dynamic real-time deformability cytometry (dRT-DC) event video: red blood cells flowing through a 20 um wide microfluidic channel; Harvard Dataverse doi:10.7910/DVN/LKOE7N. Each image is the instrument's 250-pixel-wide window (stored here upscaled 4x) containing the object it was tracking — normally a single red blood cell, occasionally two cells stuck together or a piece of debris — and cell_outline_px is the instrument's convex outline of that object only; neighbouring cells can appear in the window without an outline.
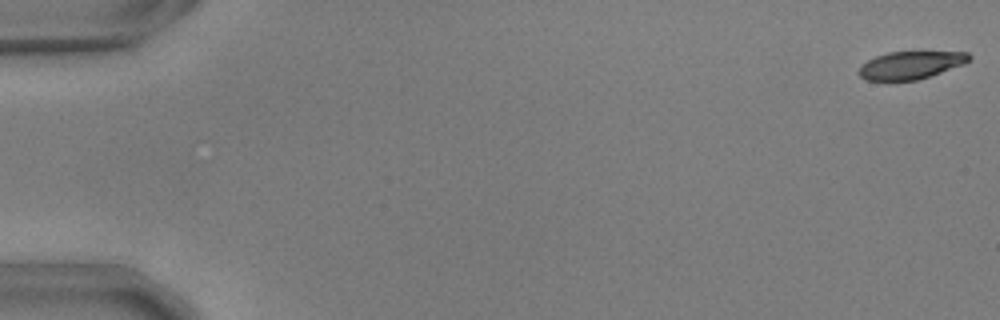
{"species": "common noctule bat (a hibernating species)", "species_latin": "Nyctalus noctula", "temperature_condition": "warm", "stored_images_in_passage": 17, "camera_frame_rate_fps": 3000, "um_per_image_px": 0.085, "animal": {"sex": "male", "body_mass_g": 17.9, "forearm_length_mm": 54.2}, "frame": {"image": 1, "passage_image": 1, "time_ms": 0.0, "image_size_px": [1000, 320], "cell_outline_px": [[972, 56], [964, 64], [916, 80], [864, 80], [860, 76], [860, 68], [868, 60], [876, 56], [888, 52], [968, 52]], "centroid_in_image_um": [77.41, 5.53], "position_along_channel_um": 7.6, "area_um2": 17.4}}
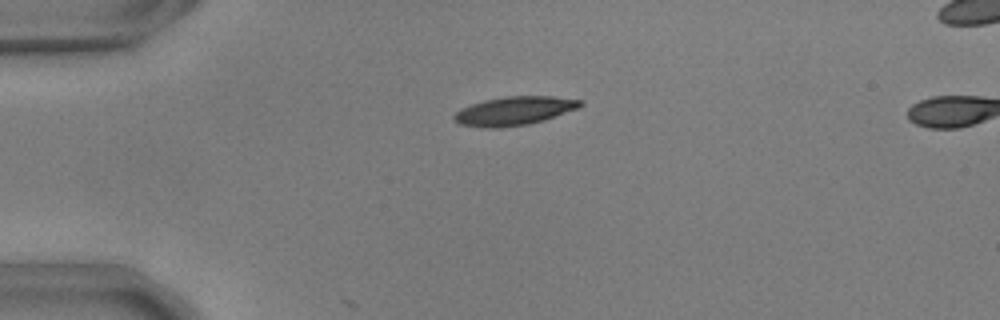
{"frame": {"image": 2, "passage_image": 14, "time_ms": 4.333, "image_size_px": [1000, 320], "cell_outline_px": [[584, 104], [580, 108], [544, 120], [528, 124], [500, 128], [488, 128], [460, 124], [452, 120], [452, 116], [460, 108], [484, 100], [504, 96], [552, 96], [580, 100]], "centroid_in_image_um": [43.7, 9.42], "position_along_channel_um": 41.3, "area_um2": 21.21}}